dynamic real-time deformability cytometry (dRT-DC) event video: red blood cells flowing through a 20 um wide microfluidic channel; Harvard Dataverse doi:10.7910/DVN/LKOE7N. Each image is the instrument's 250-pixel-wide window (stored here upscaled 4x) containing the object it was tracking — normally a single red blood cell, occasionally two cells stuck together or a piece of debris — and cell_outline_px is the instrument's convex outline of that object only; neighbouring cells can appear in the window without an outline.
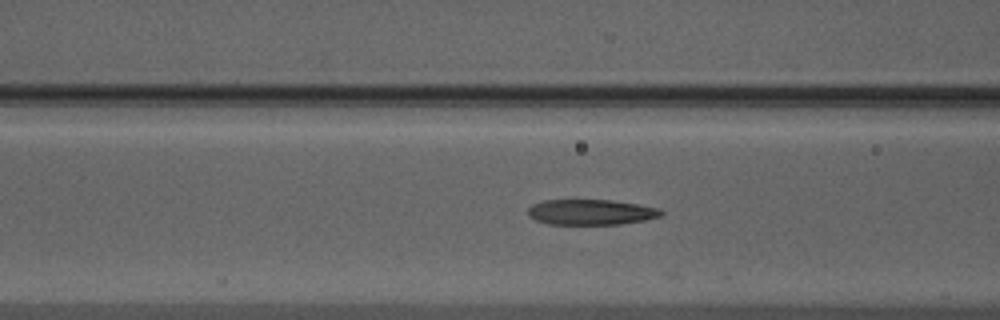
{"species": "Egyptian fruit bat (a non-hibernating species)", "species_latin": "Rousettus aegyptiacus", "temperature_condition": "warm", "stored_images_in_passage": 7, "camera_frame_rate_fps": 3000, "um_per_image_px": 0.085, "animal": {"sex": "male"}, "frame": {"image": 1, "passage_image": 4, "time_ms": 1.0, "image_size_px": [1000, 320], "cell_outline_px": [[664, 212], [660, 216], [644, 220], [620, 224], [548, 224], [536, 220], [528, 216], [528, 208], [532, 204], [544, 200], [612, 200], [660, 208]], "centroid_in_image_um": [50.21, 18.03], "position_along_channel_um": 116.4, "area_um2": 19.71}}